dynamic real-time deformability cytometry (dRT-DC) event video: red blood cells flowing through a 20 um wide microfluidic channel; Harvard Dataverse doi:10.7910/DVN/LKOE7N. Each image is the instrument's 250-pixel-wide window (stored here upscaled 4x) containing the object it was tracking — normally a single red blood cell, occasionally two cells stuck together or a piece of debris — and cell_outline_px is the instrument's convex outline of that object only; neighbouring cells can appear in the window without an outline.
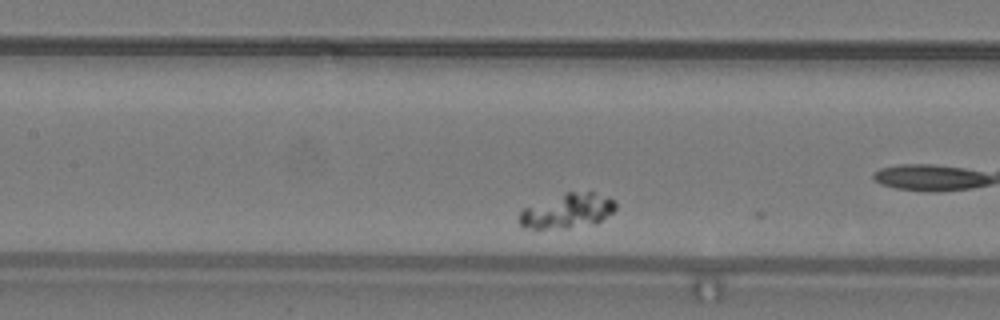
{"species": "common noctule bat (a hibernating species)", "species_latin": "Nyctalus noctula", "temperature_condition": "warm", "stored_images_in_passage": 24, "camera_frame_rate_fps": 3000, "um_per_image_px": 0.085, "animal": {"sex": "male", "body_mass_g": 19.2, "forearm_length_mm": 51.8}, "frame": {"image": 1, "passage_image": 20, "time_ms": 6.333, "image_size_px": [1000, 320], "cell_outline_px": [[616, 208], [612, 212], [600, 220], [592, 224], [568, 228], [524, 228], [516, 220], [520, 212], [524, 208], [564, 192], [592, 192], [608, 196], [616, 200]], "centroid_in_image_um": [48.22, 17.92], "position_along_channel_um": 159.2, "area_um2": 19.42}}